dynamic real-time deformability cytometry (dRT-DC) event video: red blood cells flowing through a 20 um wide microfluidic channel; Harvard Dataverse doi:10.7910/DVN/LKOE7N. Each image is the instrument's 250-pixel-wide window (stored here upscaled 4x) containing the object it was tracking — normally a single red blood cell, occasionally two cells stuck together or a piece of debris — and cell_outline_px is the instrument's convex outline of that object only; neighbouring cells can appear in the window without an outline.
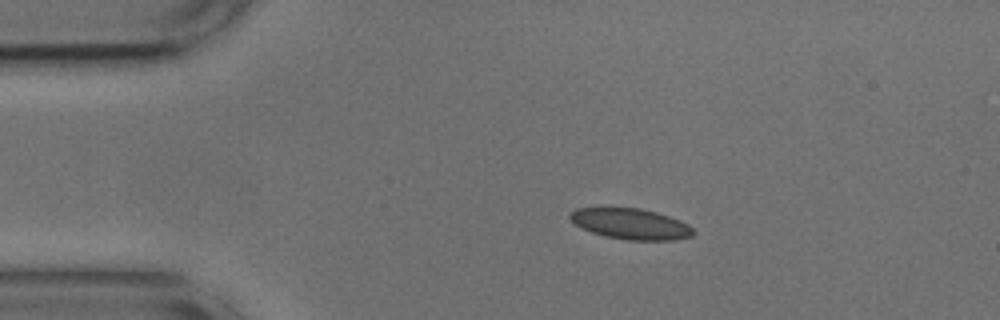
{"species": "common noctule bat (a hibernating species)", "species_latin": "Nyctalus noctula", "temperature_condition": "cold", "stored_images_in_passage": 53, "camera_frame_rate_fps": 3000, "um_per_image_px": 0.085, "animal": {"sex": "male", "body_mass_g": 17.9, "forearm_length_mm": 54.2}, "frame": {"image": 1, "passage_image": 9, "time_ms": 2.667, "image_size_px": [1000, 320], "cell_outline_px": [[696, 232], [692, 236], [676, 240], [628, 240], [604, 236], [580, 228], [568, 216], [576, 208], [640, 208], [656, 212], [680, 220], [688, 224]], "centroid_in_image_um": [53.64, 19.04], "position_along_channel_um": 31.4, "area_um2": 22.08}}
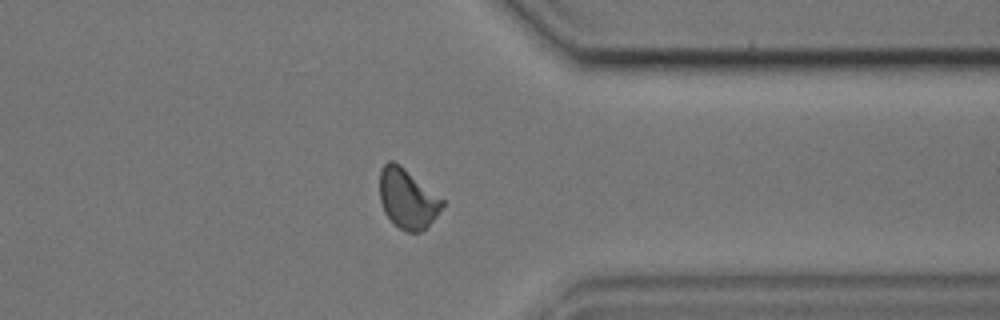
{"frame": {"image": 2, "passage_image": 41, "time_ms": 13.333, "image_size_px": [1000, 320], "cell_outline_px": [[444, 204], [436, 216], [420, 232], [408, 232], [400, 228], [384, 212], [380, 200], [380, 168], [388, 160], [392, 160], [400, 164], [444, 200]], "centroid_in_image_um": [34.61, 16.85], "position_along_channel_um": 376.8, "area_um2": 21.5}}
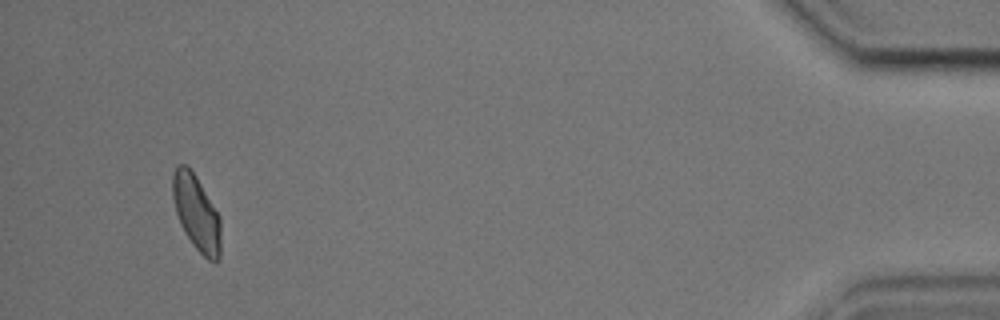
{"frame": {"image": 3, "passage_image": 50, "time_ms": 16.333, "image_size_px": [1000, 320], "cell_outline_px": [[220, 256], [216, 264], [208, 260], [192, 244], [184, 232], [180, 224], [176, 212], [172, 196], [172, 172], [176, 164], [188, 164], [196, 176], [220, 216]], "centroid_in_image_um": [16.68, 18.07], "position_along_channel_um": 418.5, "area_um2": 21.44}, "authors_computed_cell_mechanics": {"area_um2": 21.9062, "velocity_mm_per_s": 3.6798, "shape_relaxation_time_tau1_ms": 6.3065, "shape_relaxation_time_tau2_ms": 1.4215, "deformation_change_tau1": 0.1051, "deformation_change_tau2": 0.0669}}